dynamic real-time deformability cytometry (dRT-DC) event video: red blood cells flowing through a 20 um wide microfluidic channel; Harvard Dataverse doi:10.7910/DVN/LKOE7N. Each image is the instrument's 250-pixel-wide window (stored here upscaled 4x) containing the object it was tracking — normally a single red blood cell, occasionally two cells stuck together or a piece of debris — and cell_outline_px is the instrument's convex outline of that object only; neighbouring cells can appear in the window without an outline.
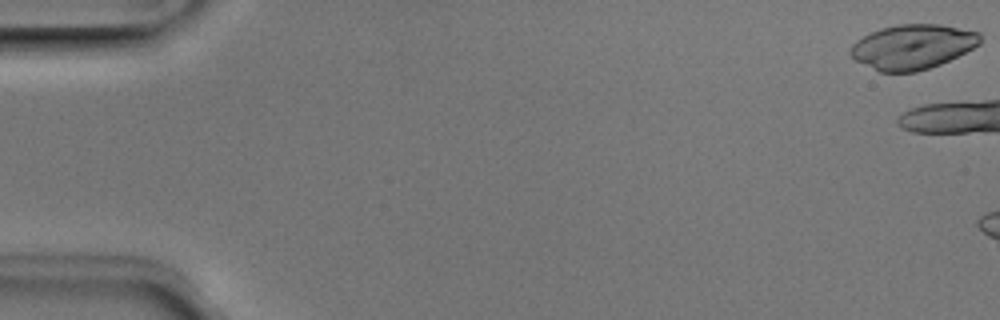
{"species": "Egyptian fruit bat (a non-hibernating species)", "species_latin": "Rousettus aegyptiacus", "temperature_condition": "room temperature", "stored_images_in_passage": 5, "camera_frame_rate_fps": 3000, "um_per_image_px": 0.085, "animal": {"sex": "male"}, "frame": {"image": 1, "passage_image": 1, "time_ms": 0.0, "image_size_px": [1000, 320], "cell_outline_px": [[980, 44], [940, 64], [916, 72], [880, 72], [856, 60], [848, 52], [852, 44], [856, 40], [880, 28], [896, 24], [940, 24], [980, 32]], "centroid_in_image_um": [77.55, 3.96], "position_along_channel_um": 7.5, "area_um2": 33.58}}